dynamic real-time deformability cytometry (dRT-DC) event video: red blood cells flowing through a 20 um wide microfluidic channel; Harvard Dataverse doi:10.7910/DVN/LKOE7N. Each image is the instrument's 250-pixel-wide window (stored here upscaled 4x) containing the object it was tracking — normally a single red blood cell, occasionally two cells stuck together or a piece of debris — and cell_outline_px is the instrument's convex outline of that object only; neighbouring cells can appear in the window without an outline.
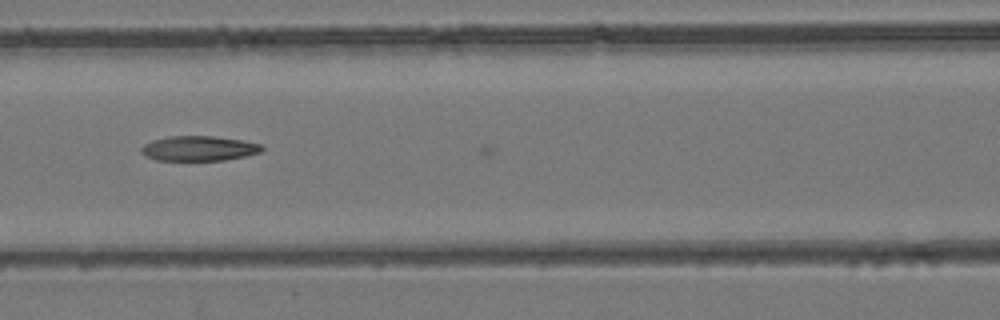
{"species": "common noctule bat (a hibernating species)", "species_latin": "Nyctalus noctula", "temperature_condition": "room temperature", "stored_images_in_passage": 8, "camera_frame_rate_fps": 3000, "um_per_image_px": 0.085, "animal": {"sex": "female", "body_mass_g": 24.6, "forearm_length_mm": 56.2}, "frame": {"image": 1, "passage_image": 5, "time_ms": 1.333, "image_size_px": [1000, 320], "cell_outline_px": [[264, 148], [260, 152], [244, 156], [224, 160], [156, 160], [140, 152], [140, 148], [144, 144], [152, 140], [168, 136], [212, 136], [244, 140], [260, 144]], "centroid_in_image_um": [16.89, 12.6], "position_along_channel_um": 149.7, "area_um2": 17.46}}